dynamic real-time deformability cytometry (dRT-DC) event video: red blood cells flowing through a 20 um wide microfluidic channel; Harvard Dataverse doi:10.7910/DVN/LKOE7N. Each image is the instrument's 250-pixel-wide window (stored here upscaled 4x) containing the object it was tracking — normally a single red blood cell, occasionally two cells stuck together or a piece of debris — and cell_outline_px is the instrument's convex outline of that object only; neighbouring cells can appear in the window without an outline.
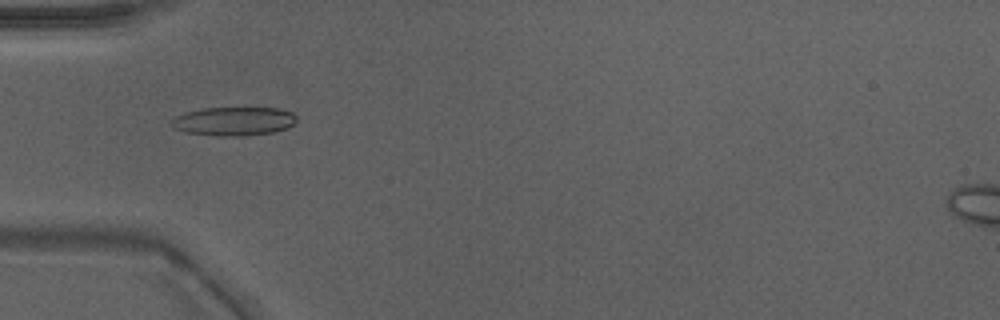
{"species": "Egyptian fruit bat (a non-hibernating species)", "species_latin": "Rousettus aegyptiacus", "temperature_condition": "warm", "stored_images_in_passage": 37, "camera_frame_rate_fps": 3000, "um_per_image_px": 0.085, "animal": {"sex": "male"}, "frame": {"image": 1, "passage_image": 6, "time_ms": 1.667, "image_size_px": [1000, 320], "cell_outline_px": [[296, 120], [288, 128], [272, 132], [244, 136], [220, 136], [184, 132], [176, 128], [172, 124], [172, 120], [176, 116], [188, 112], [204, 108], [280, 108], [292, 112], [296, 116]], "centroid_in_image_um": [19.91, 10.31], "position_along_channel_um": 65.1, "area_um2": 20.75}}
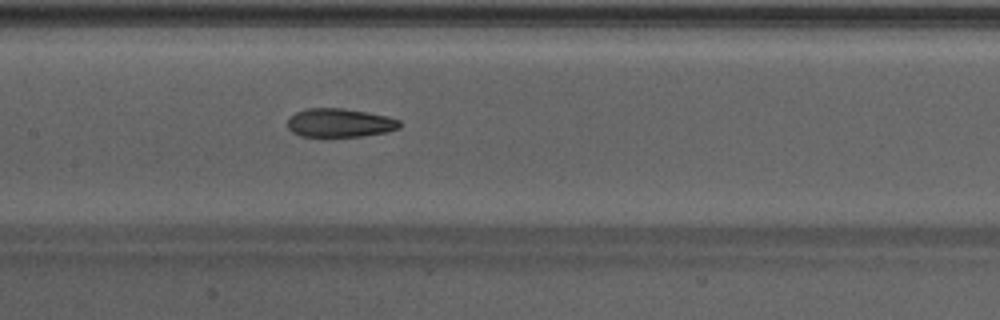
{"frame": {"image": 2, "passage_image": 14, "time_ms": 4.333, "image_size_px": [1000, 320], "cell_outline_px": [[400, 128], [388, 132], [360, 136], [300, 136], [292, 132], [288, 128], [288, 116], [296, 112], [308, 108], [344, 108], [368, 112], [388, 116], [400, 120]], "centroid_in_image_um": [28.88, 10.43], "position_along_channel_um": 178.5, "area_um2": 18.84}}
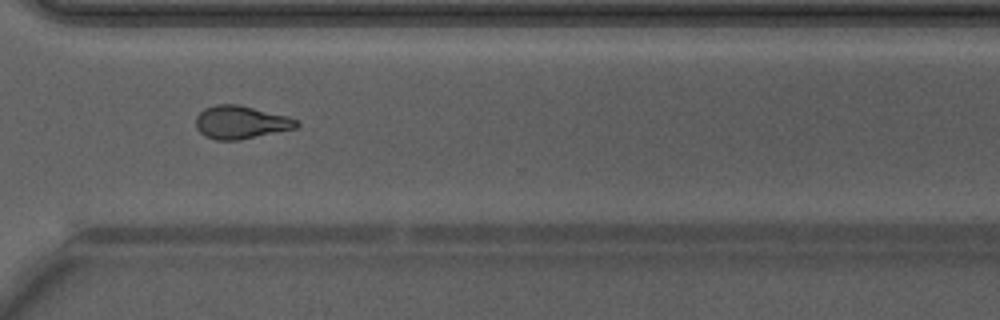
{"frame": {"image": 3, "passage_image": 26, "time_ms": 8.333, "image_size_px": [1000, 320], "cell_outline_px": [[300, 124], [296, 128], [240, 140], [216, 140], [204, 136], [196, 128], [196, 116], [204, 108], [216, 104], [236, 104], [288, 116], [296, 120]], "centroid_in_image_um": [20.44, 10.4], "position_along_channel_um": 350.2, "area_um2": 19.36}, "authors_computed_cell_mechanics": {"area_um2": 18.8428, "velocity_mm_per_s": 4.3006, "shape_relaxation_time_tau1_ms": null, "shape_relaxation_time_tau2_ms": 2.9408, "deformation_change_tau1": null, "deformation_change_tau2": 0.1096}}